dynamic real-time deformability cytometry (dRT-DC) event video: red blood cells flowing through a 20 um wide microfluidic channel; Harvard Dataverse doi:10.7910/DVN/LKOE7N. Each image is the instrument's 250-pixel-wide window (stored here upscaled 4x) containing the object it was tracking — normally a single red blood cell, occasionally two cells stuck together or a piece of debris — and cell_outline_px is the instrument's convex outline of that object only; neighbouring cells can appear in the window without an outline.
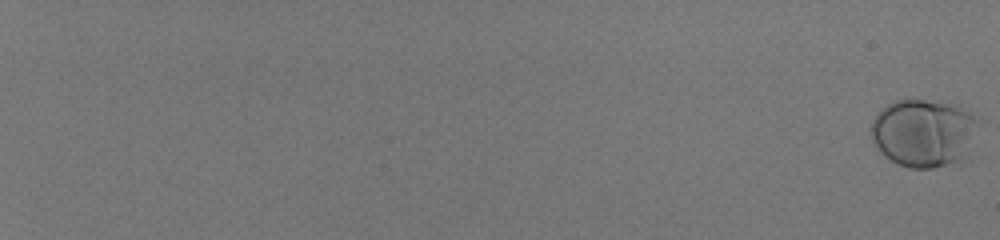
{"species": "human", "species_latin": "Homo sapiens", "temperature_condition": "room temperature", "stored_images_in_passage": 60, "camera_frame_rate_fps": 3000, "um_per_image_px": 0.085, "donor": {"sex": "male"}, "frame": {"image": 1, "passage_image": 1, "time_ms": 0.0, "image_size_px": [1000, 240], "cell_outline_px": [[980, 124], [956, 160], [932, 168], [912, 168], [896, 164], [884, 156], [880, 152], [872, 140], [872, 120], [888, 104], [896, 100], [924, 100], [960, 104], [968, 108]], "centroid_in_image_um": [78.45, 11.25], "position_along_channel_um": 6.5, "area_um2": 41.5}}
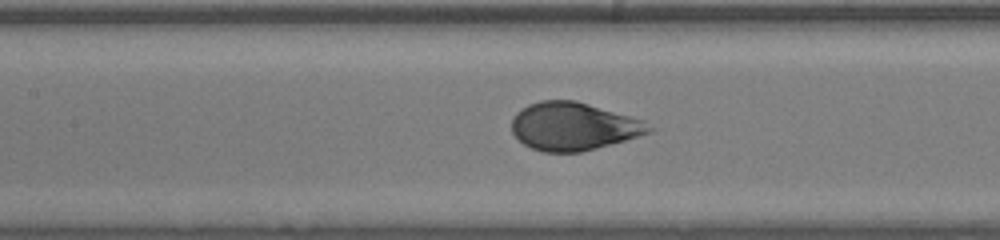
{"frame": {"image": 2, "passage_image": 36, "time_ms": 11.667, "image_size_px": [1000, 240], "cell_outline_px": [[656, 128], [652, 132], [596, 148], [580, 152], [544, 152], [532, 148], [524, 144], [512, 132], [512, 120], [516, 112], [520, 108], [528, 104], [540, 100], [576, 100], [644, 120]], "centroid_in_image_um": [48.75, 10.73], "position_along_channel_um": 158.6, "area_um2": 38.38}}
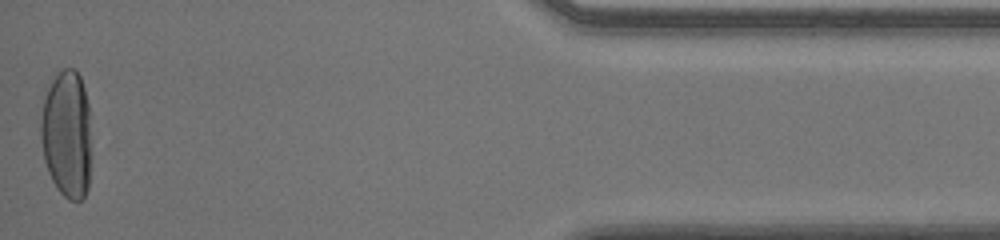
{"frame": {"image": 3, "passage_image": 60, "time_ms": 19.667, "image_size_px": [1000, 240], "cell_outline_px": [[88, 188], [84, 196], [80, 200], [68, 200], [56, 188], [48, 172], [44, 160], [40, 140], [40, 120], [44, 100], [48, 88], [52, 80], [64, 68], [72, 68], [80, 76], [84, 88], [88, 104]], "centroid_in_image_um": [5.63, 11.42], "position_along_channel_um": 429.6, "area_um2": 36.99}, "authors_computed_cell_mechanics": {"area_um2": 38.5526, "velocity_mm_per_s": 4.0095, "shape_relaxation_time_tau1_ms": 3.9835, "shape_relaxation_time_tau2_ms": null, "deformation_change_tau1": 0.1795, "deformation_change_tau2": null}}